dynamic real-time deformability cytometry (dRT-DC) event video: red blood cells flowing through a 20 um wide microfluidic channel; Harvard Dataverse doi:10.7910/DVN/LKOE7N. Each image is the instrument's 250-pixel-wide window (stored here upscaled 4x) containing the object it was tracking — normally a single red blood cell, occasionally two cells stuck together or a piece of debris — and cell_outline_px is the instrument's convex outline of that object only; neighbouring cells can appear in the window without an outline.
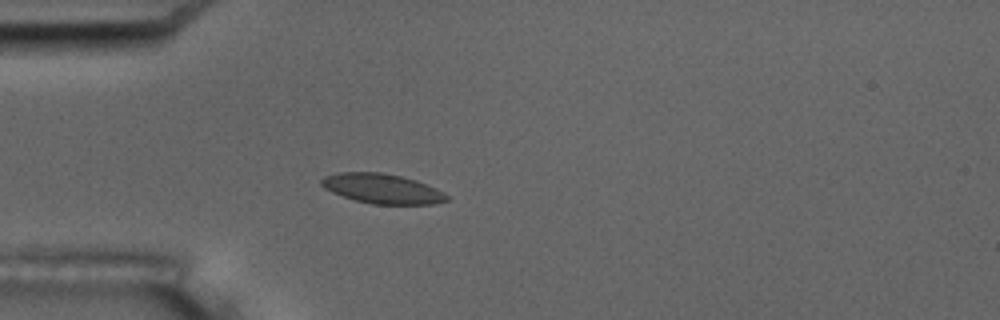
{"species": "common noctule bat (a hibernating species)", "species_latin": "Nyctalus noctula", "temperature_condition": "room temperature", "stored_images_in_passage": 4, "camera_frame_rate_fps": 3000, "um_per_image_px": 0.085, "animal": {"sex": "male", "body_mass_g": 17.5, "forearm_length_mm": 52.3}, "frame": {"image": 1, "passage_image": 4, "time_ms": 3.333, "image_size_px": [1000, 320], "cell_outline_px": [[448, 200], [432, 204], [372, 204], [356, 200], [332, 192], [324, 188], [320, 184], [320, 180], [324, 176], [336, 172], [380, 172], [400, 176], [416, 180], [436, 188], [444, 192], [448, 196]], "centroid_in_image_um": [32.47, 16.03], "position_along_channel_um": 52.5, "area_um2": 21.68}}